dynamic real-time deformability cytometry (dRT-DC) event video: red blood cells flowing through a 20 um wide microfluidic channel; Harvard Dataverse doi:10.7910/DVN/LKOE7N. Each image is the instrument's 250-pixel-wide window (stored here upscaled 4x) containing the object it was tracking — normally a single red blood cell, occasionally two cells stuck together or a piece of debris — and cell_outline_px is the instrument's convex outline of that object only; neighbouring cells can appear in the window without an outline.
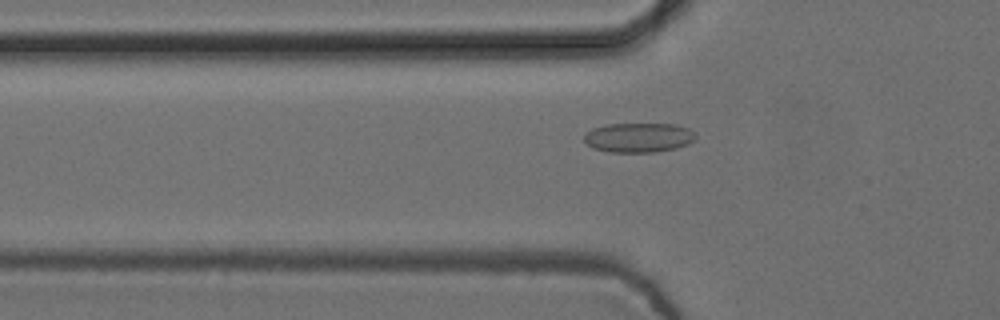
{"species": "common noctule bat (a hibernating species)", "species_latin": "Nyctalus noctula", "temperature_condition": "cold", "stored_images_in_passage": 42, "camera_frame_rate_fps": 3000, "um_per_image_px": 0.085, "animal": {"sex": "female", "body_mass_g": 24.6, "forearm_length_mm": 56.2}, "frame": {"image": 1, "passage_image": 6, "time_ms": 1.667, "image_size_px": [1000, 320], "cell_outline_px": [[696, 140], [688, 144], [676, 148], [656, 152], [608, 152], [592, 148], [584, 140], [584, 136], [592, 128], [604, 124], [676, 124], [688, 128], [696, 136]], "centroid_in_image_um": [54.28, 11.69], "position_along_channel_um": 71.5, "area_um2": 19.31}}
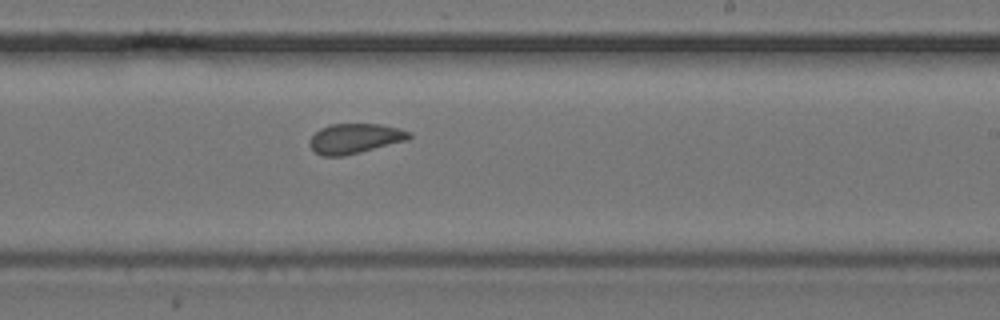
{"frame": {"image": 2, "passage_image": 21, "time_ms": 6.667, "image_size_px": [1000, 320], "cell_outline_px": [[412, 136], [408, 140], [344, 156], [320, 156], [308, 144], [312, 136], [320, 128], [332, 124], [380, 124], [400, 128], [412, 132]], "centroid_in_image_um": [30.19, 11.77], "position_along_channel_um": 258.8, "area_um2": 17.4}}
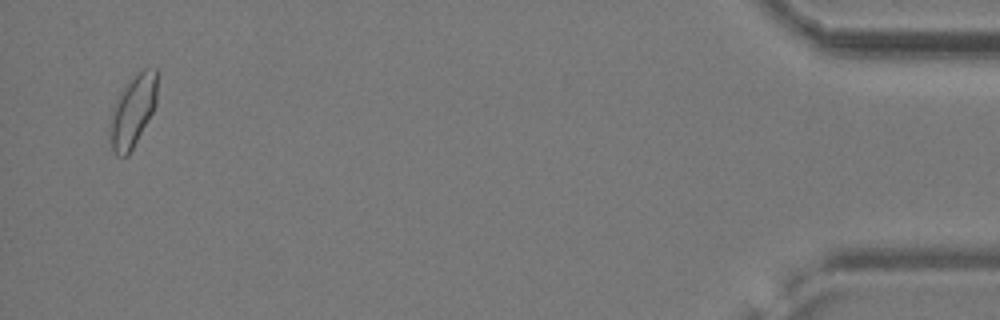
{"frame": {"image": 3, "passage_image": 41, "time_ms": 13.333, "image_size_px": [1000, 320], "cell_outline_px": [[156, 104], [152, 112], [128, 156], [116, 156], [112, 148], [108, 132], [112, 108], [120, 92], [144, 68], [156, 68]], "centroid_in_image_um": [11.25, 9.48], "position_along_channel_um": 423.9, "area_um2": 19.31}, "authors_computed_cell_mechanics": {"area_um2": 17.8313, "velocity_mm_per_s": 3.7394, "shape_relaxation_time_tau1_ms": null, "shape_relaxation_time_tau2_ms": 2.0533, "deformation_change_tau1": null, "deformation_change_tau2": 0.0457}}